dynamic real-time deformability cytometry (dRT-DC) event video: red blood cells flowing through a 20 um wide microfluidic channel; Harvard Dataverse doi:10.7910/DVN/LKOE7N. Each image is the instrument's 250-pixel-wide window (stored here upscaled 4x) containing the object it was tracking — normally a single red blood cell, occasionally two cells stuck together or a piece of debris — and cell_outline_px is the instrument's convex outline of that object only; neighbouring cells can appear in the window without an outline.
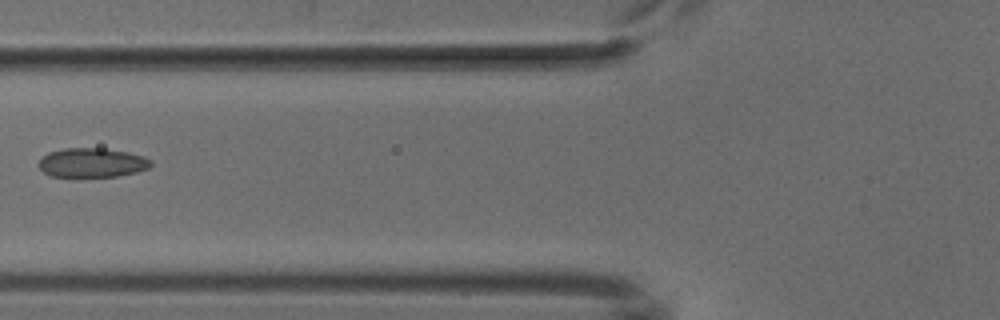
{"species": "common noctule bat (a hibernating species)", "species_latin": "Nyctalus noctula", "temperature_condition": "cold", "stored_images_in_passage": 3, "camera_frame_rate_fps": 3000, "um_per_image_px": 0.085, "animal": {"sex": "male", "body_mass_g": 18.8}, "frame": {"image": 1, "passage_image": 2, "time_ms": 1.333, "image_size_px": [1000, 320], "cell_outline_px": [[152, 164], [148, 168], [136, 172], [120, 176], [76, 180], [52, 176], [44, 172], [36, 164], [48, 152], [64, 148], [104, 148], [128, 152], [144, 156], [152, 160]], "centroid_in_image_um": [7.8, 13.88], "position_along_channel_um": 118.0, "area_um2": 20.11}}
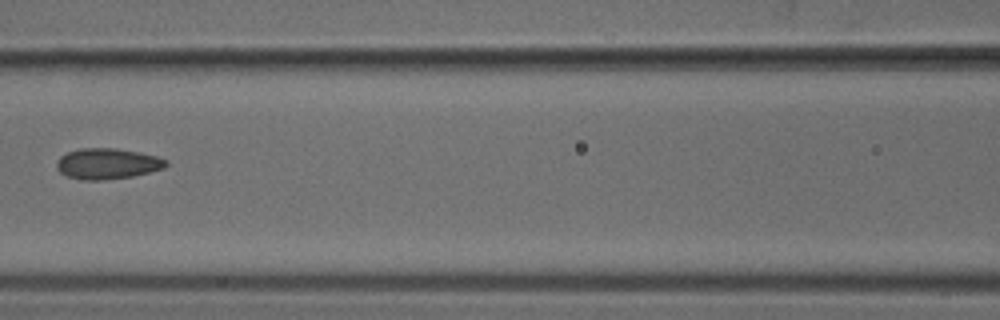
{"frame": {"image": 2, "passage_image": 3, "time_ms": 2.333, "image_size_px": [1000, 320], "cell_outline_px": [[168, 164], [164, 168], [132, 176], [104, 180], [80, 180], [68, 176], [60, 172], [56, 168], [56, 164], [60, 156], [68, 152], [80, 148], [116, 148], [140, 152], [156, 156], [168, 160]], "centroid_in_image_um": [9.12, 13.91], "position_along_channel_um": 157.5, "area_um2": 19.65}}